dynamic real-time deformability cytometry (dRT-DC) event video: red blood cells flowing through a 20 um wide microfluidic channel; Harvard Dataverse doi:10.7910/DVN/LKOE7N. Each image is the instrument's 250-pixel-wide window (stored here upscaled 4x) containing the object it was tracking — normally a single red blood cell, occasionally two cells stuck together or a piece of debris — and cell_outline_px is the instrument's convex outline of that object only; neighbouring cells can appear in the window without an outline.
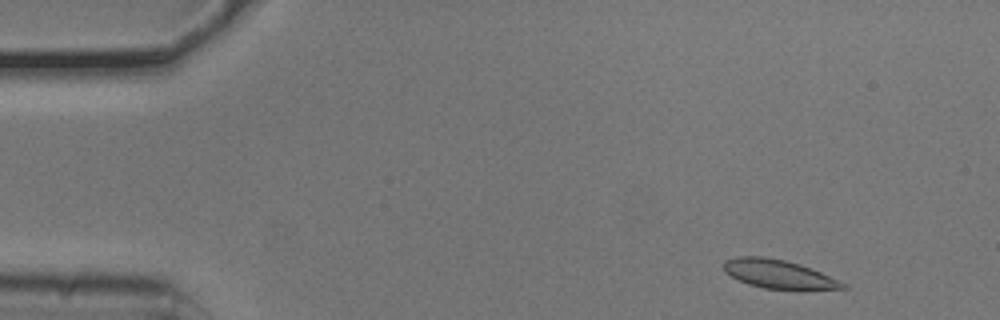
{"species": "common noctule bat (a hibernating species)", "species_latin": "Nyctalus noctula", "temperature_condition": "cold", "stored_images_in_passage": 51, "camera_frame_rate_fps": 3000, "um_per_image_px": 0.085, "animal": {"sex": "male", "body_mass_g": 20.5, "forearm_length_mm": 52.5}, "frame": {"image": 1, "passage_image": 3, "time_ms": 0.667, "image_size_px": [1000, 320], "cell_outline_px": [[848, 288], [764, 288], [748, 284], [724, 272], [724, 260], [740, 256], [764, 256], [784, 260], [800, 264], [840, 280]], "centroid_in_image_um": [66.11, 23.26], "position_along_channel_um": 18.9, "area_um2": 19.25}}
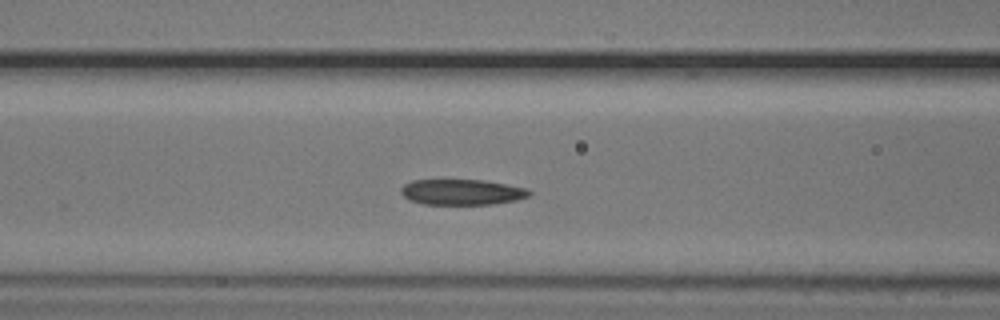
{"frame": {"image": 2, "passage_image": 19, "time_ms": 6.0, "image_size_px": [1000, 320], "cell_outline_px": [[532, 192], [528, 196], [516, 200], [492, 204], [424, 204], [408, 200], [400, 192], [400, 188], [404, 184], [412, 180], [484, 180], [528, 188]], "centroid_in_image_um": [39.25, 16.32], "position_along_channel_um": 127.4, "area_um2": 19.19}}
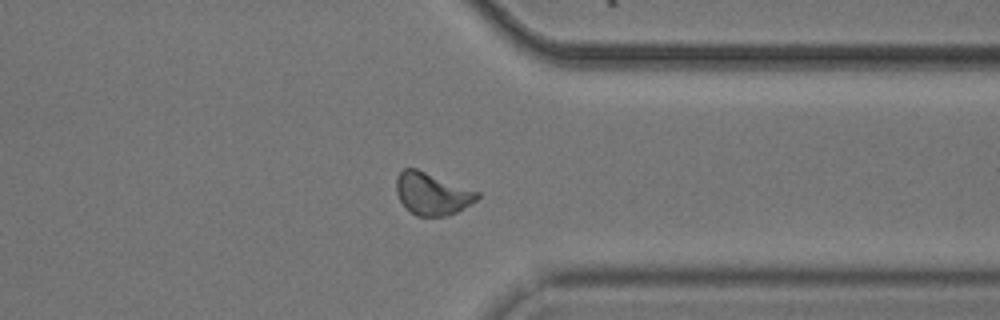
{"frame": {"image": 3, "passage_image": 39, "time_ms": 12.667, "image_size_px": [1000, 320], "cell_outline_px": [[480, 196], [476, 200], [464, 208], [448, 216], [416, 216], [400, 200], [396, 192], [396, 176], [404, 168], [416, 168], [480, 192]], "centroid_in_image_um": [36.73, 16.46], "position_along_channel_um": 374.7, "area_um2": 19.83}, "authors_computed_cell_mechanics": {"area_um2": 19.8254, "velocity_mm_per_s": 3.7634, "shape_relaxation_time_tau1_ms": 7.7094, "shape_relaxation_time_tau2_ms": 1.4285, "deformation_change_tau1": 0.1651, "deformation_change_tau2": 0.0717}}